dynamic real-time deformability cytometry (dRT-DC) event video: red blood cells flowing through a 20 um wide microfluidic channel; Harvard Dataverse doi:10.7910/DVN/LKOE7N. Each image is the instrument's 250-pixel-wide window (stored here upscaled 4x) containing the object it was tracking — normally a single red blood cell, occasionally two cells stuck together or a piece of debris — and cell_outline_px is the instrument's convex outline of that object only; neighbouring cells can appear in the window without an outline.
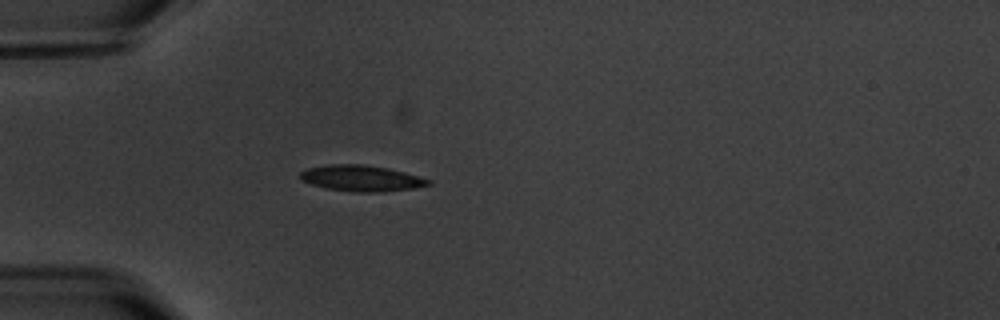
{"species": "common noctule bat (a hibernating species)", "species_latin": "Nyctalus noctula", "temperature_condition": "warm", "stored_images_in_passage": 4, "camera_frame_rate_fps": 3000, "um_per_image_px": 0.085, "animal": {"sex": "male", "body_mass_g": 20.1, "forearm_length_mm": 53.5}, "frame": {"image": 1, "passage_image": 4, "time_ms": 4.333, "image_size_px": [1000, 320], "cell_outline_px": [[432, 184], [412, 188], [380, 192], [356, 192], [328, 188], [312, 184], [300, 180], [300, 172], [308, 168], [332, 164], [360, 164], [388, 168], [404, 172], [432, 180]], "centroid_in_image_um": [30.72, 15.15], "position_along_channel_um": 54.3, "area_um2": 19.19}}